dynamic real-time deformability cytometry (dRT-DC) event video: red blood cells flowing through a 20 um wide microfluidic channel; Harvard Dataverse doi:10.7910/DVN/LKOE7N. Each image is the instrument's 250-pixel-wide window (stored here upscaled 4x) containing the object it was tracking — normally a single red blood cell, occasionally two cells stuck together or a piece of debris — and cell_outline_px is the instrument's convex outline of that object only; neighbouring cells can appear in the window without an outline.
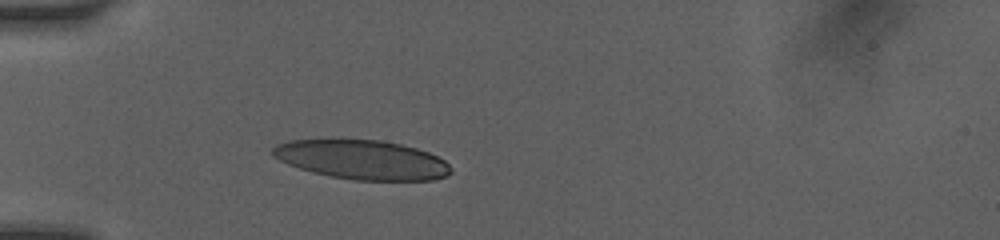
{"species": "human", "species_latin": "Homo sapiens", "temperature_condition": "room temperature", "stored_images_in_passage": 2, "camera_frame_rate_fps": 3000, "um_per_image_px": 0.085, "donor": {"sex": "female"}, "frame": {"image": 1, "passage_image": 1, "time_ms": 0.0, "image_size_px": [1000, 240], "cell_outline_px": [[452, 172], [444, 176], [432, 180], [352, 180], [312, 172], [288, 164], [272, 156], [272, 148], [276, 144], [288, 140], [380, 140], [400, 144], [416, 148], [428, 152], [444, 160], [452, 168]], "centroid_in_image_um": [30.77, 13.58], "position_along_channel_um": 54.2, "area_um2": 40.52}}